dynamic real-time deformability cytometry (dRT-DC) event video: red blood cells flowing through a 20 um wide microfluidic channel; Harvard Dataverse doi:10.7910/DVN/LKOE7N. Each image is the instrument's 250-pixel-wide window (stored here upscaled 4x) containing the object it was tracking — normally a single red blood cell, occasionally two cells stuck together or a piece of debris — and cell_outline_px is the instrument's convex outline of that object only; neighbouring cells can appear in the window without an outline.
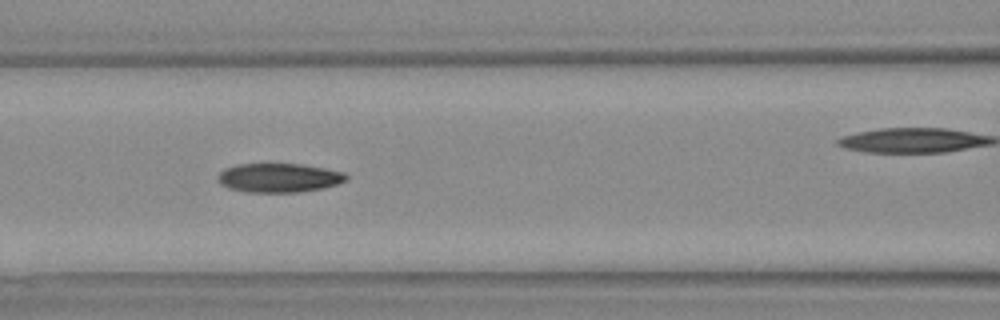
{"species": "Egyptian fruit bat (a non-hibernating species)", "species_latin": "Rousettus aegyptiacus", "temperature_condition": "warm", "stored_images_in_passage": 31, "camera_frame_rate_fps": 3000, "um_per_image_px": 0.085, "animal": {"sex": "female"}, "frame": {"image": 1, "passage_image": 10, "time_ms": 3.0, "image_size_px": [1000, 320], "cell_outline_px": [[348, 180], [336, 184], [320, 188], [296, 192], [248, 192], [232, 188], [220, 184], [216, 180], [216, 176], [224, 168], [236, 164], [300, 164], [324, 168], [344, 172], [348, 176]], "centroid_in_image_um": [23.68, 15.1], "position_along_channel_um": 142.9, "area_um2": 21.62}}